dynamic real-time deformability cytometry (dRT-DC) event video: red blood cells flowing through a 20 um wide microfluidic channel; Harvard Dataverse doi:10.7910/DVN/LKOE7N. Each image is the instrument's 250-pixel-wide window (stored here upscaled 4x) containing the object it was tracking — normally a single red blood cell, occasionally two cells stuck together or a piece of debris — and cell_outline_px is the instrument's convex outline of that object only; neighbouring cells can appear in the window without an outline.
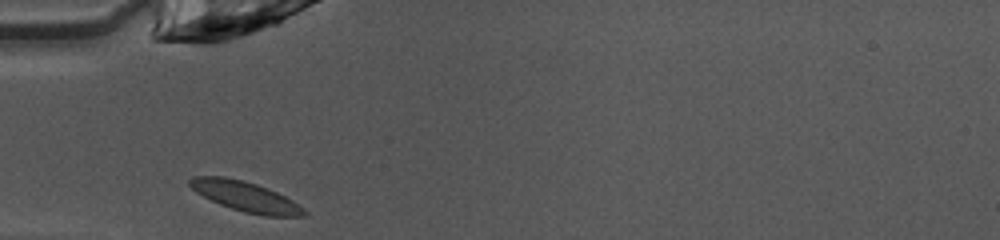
{"species": "common noctule bat (a hibernating species)", "species_latin": "Nyctalus noctula", "temperature_condition": "warm", "stored_images_in_passage": 26, "camera_frame_rate_fps": 3000, "um_per_image_px": 0.085, "animal": {"sex": "female", "body_mass_g": 10.0, "forearm_length_mm": 53.1}, "frame": {"image": 1, "passage_image": 1, "time_ms": 0.0, "image_size_px": [1000, 240], "cell_outline_px": [[308, 212], [304, 216], [264, 216], [244, 212], [220, 204], [196, 192], [188, 184], [188, 180], [192, 176], [224, 176], [244, 180], [268, 188], [292, 200], [304, 208]], "centroid_in_image_um": [20.87, 16.69], "position_along_channel_um": 64.1, "area_um2": 19.94}}
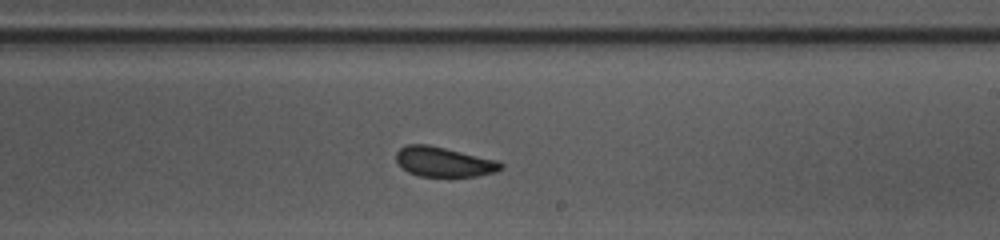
{"frame": {"image": 2, "passage_image": 15, "time_ms": 4.667, "image_size_px": [1000, 240], "cell_outline_px": [[504, 168], [496, 172], [476, 176], [420, 176], [408, 172], [400, 168], [396, 160], [396, 152], [400, 148], [408, 144], [428, 144], [500, 160], [504, 164]], "centroid_in_image_um": [37.75, 13.75], "position_along_channel_um": 251.3, "area_um2": 18.5}}
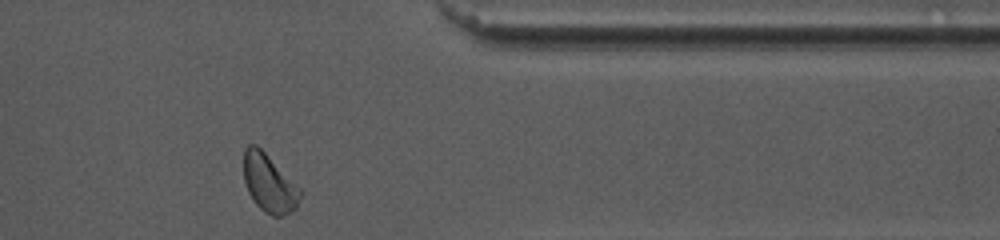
{"frame": {"image": 3, "passage_image": 26, "time_ms": 8.333, "image_size_px": [1000, 240], "cell_outline_px": [[304, 192], [296, 208], [284, 216], [272, 216], [264, 212], [252, 200], [248, 192], [244, 180], [244, 148], [248, 144], [256, 144]], "centroid_in_image_um": [22.88, 15.6], "position_along_channel_um": 388.5, "area_um2": 19.13}, "authors_computed_cell_mechanics": {"area_um2": 18.6983, "velocity_mm_per_s": 4.0312, "shape_relaxation_time_tau1_ms": 2.9374, "shape_relaxation_time_tau2_ms": 1.3143, "deformation_change_tau1": 0.0782, "deformation_change_tau2": 0.0587}}